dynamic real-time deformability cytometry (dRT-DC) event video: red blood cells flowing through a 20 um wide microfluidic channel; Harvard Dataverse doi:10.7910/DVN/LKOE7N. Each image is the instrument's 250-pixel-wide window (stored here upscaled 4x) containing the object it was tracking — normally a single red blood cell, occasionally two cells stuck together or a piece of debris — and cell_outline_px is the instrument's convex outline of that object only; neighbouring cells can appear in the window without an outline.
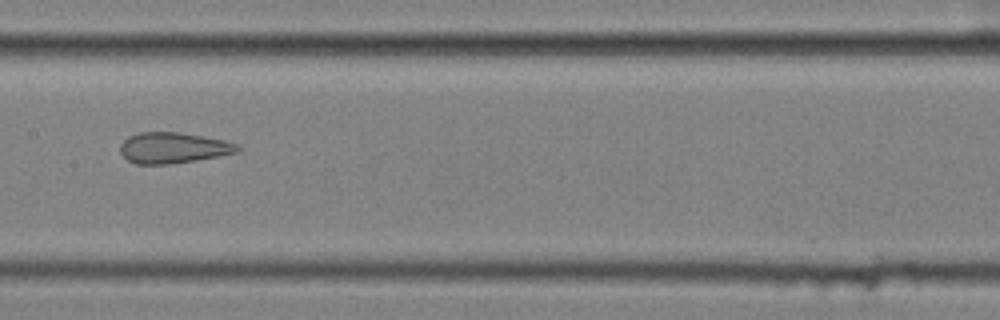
{"species": "common noctule bat (a hibernating species)", "species_latin": "Nyctalus noctula", "temperature_condition": "cold", "stored_images_in_passage": 9, "camera_frame_rate_fps": 3000, "um_per_image_px": 0.085, "animal": {"sex": "female", "body_mass_g": 25.1}, "frame": {"image": 1, "passage_image": 6, "time_ms": 1.667, "image_size_px": [1000, 320], "cell_outline_px": [[240, 148], [236, 152], [196, 160], [172, 164], [136, 164], [128, 160], [120, 152], [120, 144], [128, 136], [140, 132], [180, 132], [204, 136], [224, 140], [236, 144]], "centroid_in_image_um": [14.68, 12.56], "position_along_channel_um": 192.7, "area_um2": 20.98}}
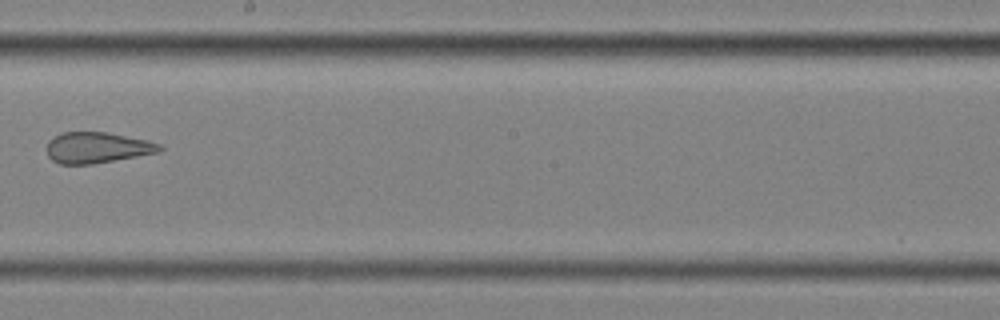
{"frame": {"image": 2, "passage_image": 7, "time_ms": 2.0, "image_size_px": [1000, 320], "cell_outline_px": [[164, 148], [160, 152], [92, 164], [60, 164], [52, 160], [48, 156], [48, 140], [64, 132], [108, 132], [148, 140], [160, 144]], "centroid_in_image_um": [8.29, 12.55], "position_along_channel_um": 239.9, "area_um2": 20.29}}
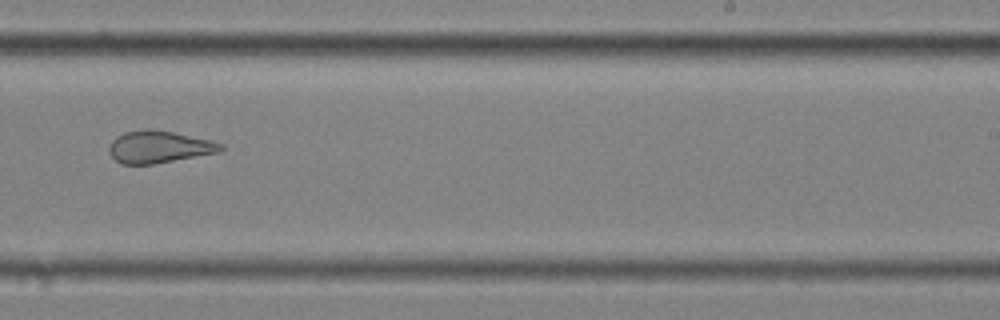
{"frame": {"image": 3, "passage_image": 8, "time_ms": 2.333, "image_size_px": [1000, 320], "cell_outline_px": [[224, 148], [220, 152], [152, 164], [120, 164], [108, 152], [108, 148], [112, 140], [116, 136], [124, 132], [144, 128], [172, 132], [212, 140], [224, 144]], "centroid_in_image_um": [13.5, 12.48], "position_along_channel_um": 275.5, "area_um2": 20.98}}